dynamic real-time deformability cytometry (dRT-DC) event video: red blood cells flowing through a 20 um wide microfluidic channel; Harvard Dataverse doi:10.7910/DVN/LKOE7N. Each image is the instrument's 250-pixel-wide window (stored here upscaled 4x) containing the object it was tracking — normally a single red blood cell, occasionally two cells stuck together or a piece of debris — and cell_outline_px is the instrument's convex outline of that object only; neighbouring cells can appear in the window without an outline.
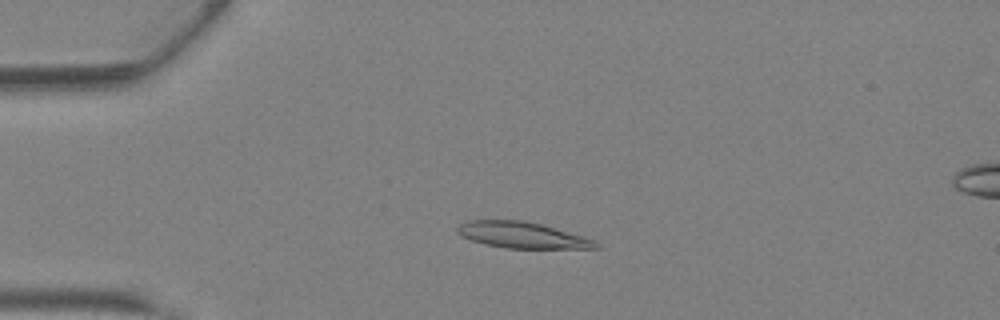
{"species": "Egyptian fruit bat (a non-hibernating species)", "species_latin": "Rousettus aegyptiacus", "temperature_condition": "warm", "stored_images_in_passage": 42, "camera_frame_rate_fps": 3000, "um_per_image_px": 0.085, "animal": {"sex": "female"}, "frame": {"image": 1, "passage_image": 11, "time_ms": 3.333, "image_size_px": [1000, 320], "cell_outline_px": [[600, 248], [504, 248], [484, 244], [460, 236], [456, 232], [456, 228], [460, 224], [468, 220], [524, 220], [540, 224], [584, 236], [596, 240], [600, 244]], "centroid_in_image_um": [44.37, 19.98], "position_along_channel_um": 40.6, "area_um2": 21.15}}
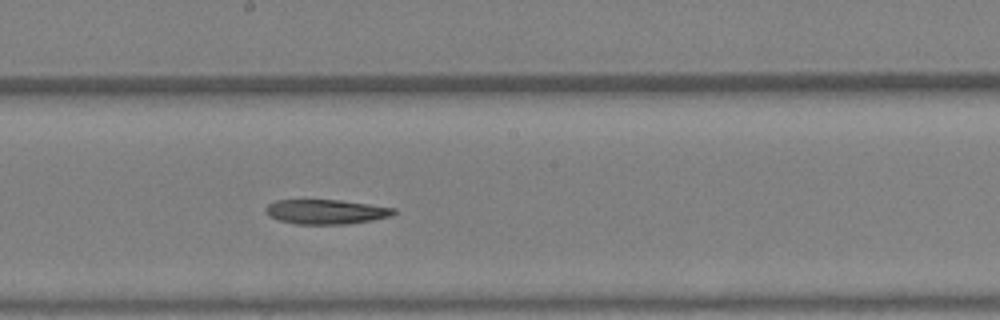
{"frame": {"image": 2, "passage_image": 24, "time_ms": 7.667, "image_size_px": [1000, 320], "cell_outline_px": [[396, 212], [392, 216], [372, 220], [348, 224], [296, 224], [280, 220], [268, 216], [264, 208], [268, 204], [276, 200], [340, 200], [396, 208]], "centroid_in_image_um": [27.71, 18.0], "position_along_channel_um": 220.5, "area_um2": 18.38}}
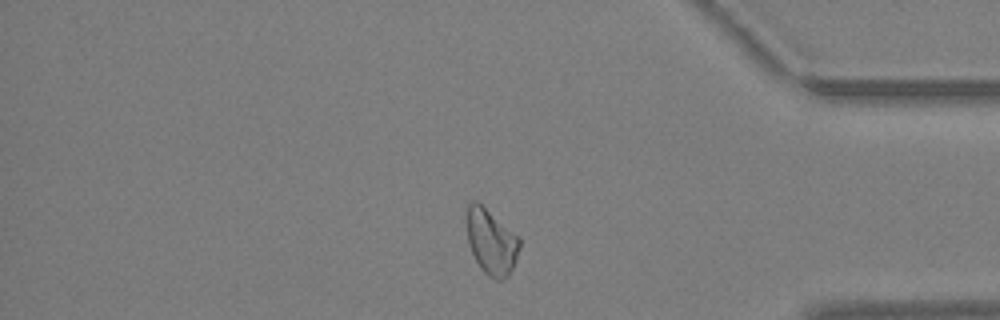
{"frame": {"image": 3, "passage_image": 36, "time_ms": 11.667, "image_size_px": [1000, 320], "cell_outline_px": [[520, 244], [516, 260], [508, 276], [504, 280], [496, 280], [488, 276], [480, 268], [472, 252], [468, 240], [468, 204], [472, 200], [476, 200], [520, 236]], "centroid_in_image_um": [41.79, 20.57], "position_along_channel_um": 393.4, "area_um2": 20.0}}